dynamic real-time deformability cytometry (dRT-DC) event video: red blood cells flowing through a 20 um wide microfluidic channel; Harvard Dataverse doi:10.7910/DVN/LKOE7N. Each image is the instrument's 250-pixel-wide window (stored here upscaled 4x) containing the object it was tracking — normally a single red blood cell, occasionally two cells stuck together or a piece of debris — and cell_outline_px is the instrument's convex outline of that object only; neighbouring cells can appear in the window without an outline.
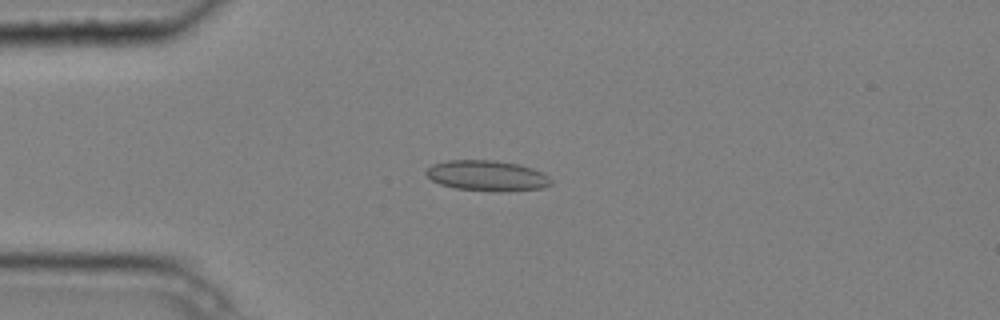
{"species": "common noctule bat (a hibernating species)", "species_latin": "Nyctalus noctula", "temperature_condition": "cold", "stored_images_in_passage": 7, "camera_frame_rate_fps": 3000, "um_per_image_px": 0.085, "animal": {"sex": "male", "body_mass_g": 20.4}, "frame": {"image": 1, "passage_image": 4, "time_ms": 1.0, "image_size_px": [1000, 320], "cell_outline_px": [[552, 184], [544, 188], [508, 192], [492, 192], [456, 188], [440, 184], [432, 180], [424, 172], [432, 164], [448, 160], [492, 160], [516, 164], [532, 168], [548, 176], [552, 180]], "centroid_in_image_um": [41.41, 14.95], "position_along_channel_um": 43.6, "area_um2": 22.37}}